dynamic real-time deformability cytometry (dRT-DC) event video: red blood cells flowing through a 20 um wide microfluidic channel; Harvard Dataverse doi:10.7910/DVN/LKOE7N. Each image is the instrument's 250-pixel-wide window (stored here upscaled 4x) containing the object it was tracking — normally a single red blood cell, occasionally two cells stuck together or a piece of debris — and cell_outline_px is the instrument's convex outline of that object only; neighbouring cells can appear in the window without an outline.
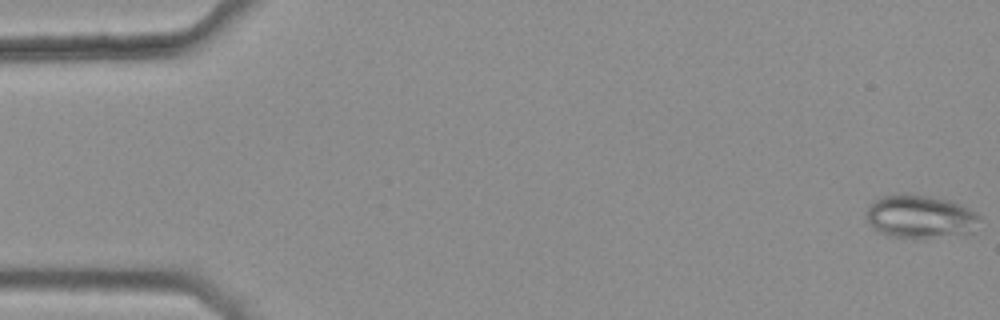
{"species": "common noctule bat (a hibernating species)", "species_latin": "Nyctalus noctula", "temperature_condition": "warm", "stored_images_in_passage": 46, "camera_frame_rate_fps": 3000, "um_per_image_px": 0.085, "animal": {"sex": "female", "body_mass_g": 25.1}, "frame": {"image": 1, "passage_image": 1, "time_ms": 0.0, "image_size_px": [1000, 320], "cell_outline_px": [[980, 216], [972, 232], [928, 236], [888, 236], [872, 228], [868, 220], [868, 204], [872, 200], [880, 196], [932, 196], [952, 200], [976, 212]], "centroid_in_image_um": [78.2, 18.38], "position_along_channel_um": 6.8, "area_um2": 27.4}}
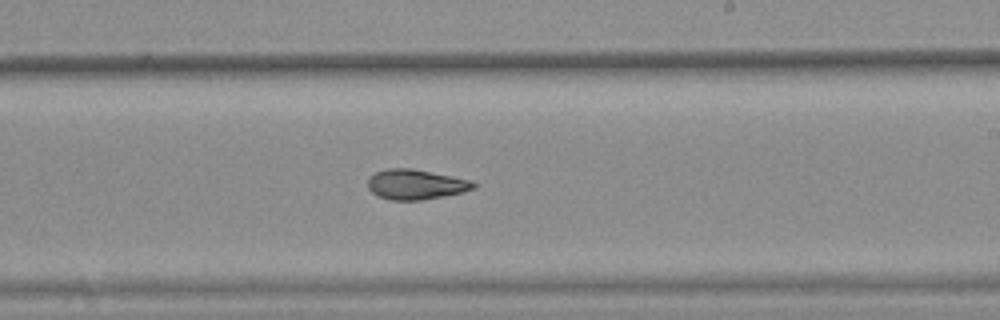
{"frame": {"image": 2, "passage_image": 32, "time_ms": 10.333, "image_size_px": [1000, 320], "cell_outline_px": [[476, 188], [464, 192], [420, 200], [388, 200], [376, 196], [368, 188], [368, 180], [376, 172], [388, 168], [412, 168], [472, 180], [476, 184]], "centroid_in_image_um": [35.35, 15.68], "position_along_channel_um": 253.7, "area_um2": 18.55}}
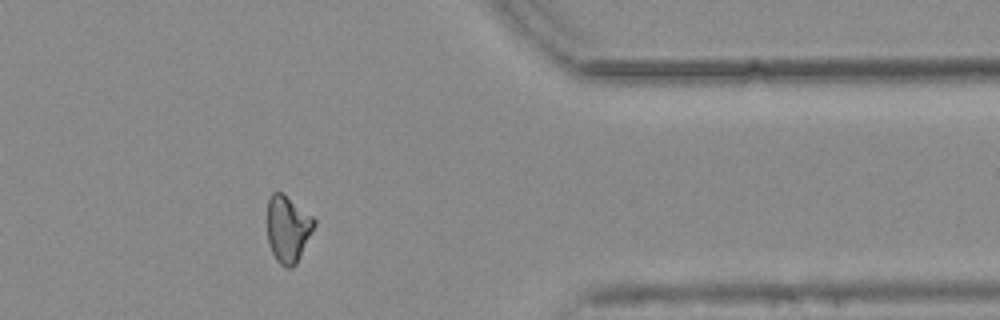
{"frame": {"image": 3, "passage_image": 44, "time_ms": 14.333, "image_size_px": [1000, 320], "cell_outline_px": [[316, 224], [296, 264], [292, 268], [284, 268], [276, 260], [268, 244], [268, 200], [272, 192], [280, 192], [312, 216], [316, 220]], "centroid_in_image_um": [24.46, 19.49], "position_along_channel_um": 386.9, "area_um2": 18.03}, "authors_computed_cell_mechanics": {"area_um2": 19.2474, "velocity_mm_per_s": 3.7874, "shape_relaxation_time_tau1_ms": null, "shape_relaxation_time_tau2_ms": 3.7591, "deformation_change_tau1": null, "deformation_change_tau2": 0.0818}}